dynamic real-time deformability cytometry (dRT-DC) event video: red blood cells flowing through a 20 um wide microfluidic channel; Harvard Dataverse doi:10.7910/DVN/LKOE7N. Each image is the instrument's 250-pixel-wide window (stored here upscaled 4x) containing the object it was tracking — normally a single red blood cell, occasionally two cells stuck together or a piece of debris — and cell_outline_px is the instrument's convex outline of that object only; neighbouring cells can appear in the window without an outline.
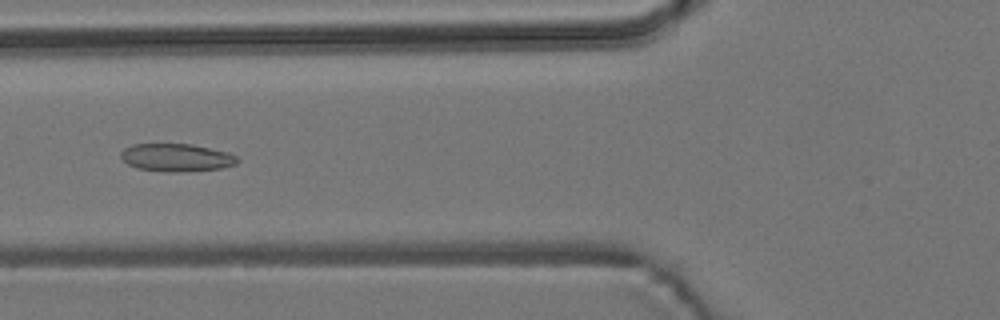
{"species": "common noctule bat (a hibernating species)", "species_latin": "Nyctalus noctula", "temperature_condition": "room temperature", "stored_images_in_passage": 54, "camera_frame_rate_fps": 3000, "um_per_image_px": 0.085, "animal": {"sex": "male", "body_mass_g": 19.2, "forearm_length_mm": 51.8}, "frame": {"image": 1, "passage_image": 21, "time_ms": 6.667, "image_size_px": [1000, 320], "cell_outline_px": [[240, 160], [236, 164], [220, 168], [180, 172], [168, 172], [136, 168], [128, 164], [120, 156], [120, 152], [124, 148], [132, 144], [192, 144], [228, 152], [236, 156]], "centroid_in_image_um": [14.99, 13.39], "position_along_channel_um": 110.8, "area_um2": 18.9}}
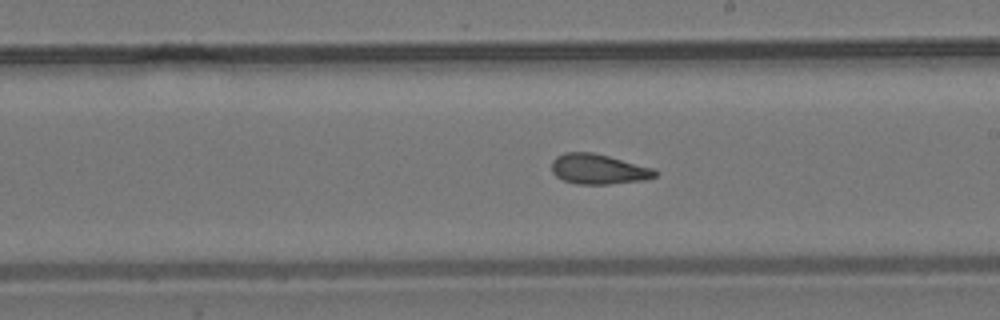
{"frame": {"image": 2, "passage_image": 31, "time_ms": 10.0, "image_size_px": [1000, 320], "cell_outline_px": [[660, 172], [656, 176], [644, 180], [608, 184], [576, 184], [564, 180], [556, 176], [552, 172], [552, 160], [556, 156], [564, 152], [592, 152], [656, 168]], "centroid_in_image_um": [50.89, 14.37], "position_along_channel_um": 238.1, "area_um2": 18.32}}
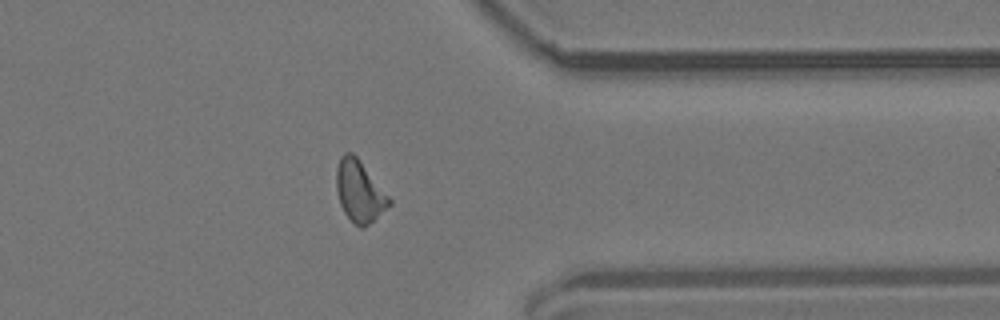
{"frame": {"image": 3, "passage_image": 43, "time_ms": 14.0, "image_size_px": [1000, 320], "cell_outline_px": [[392, 204], [364, 228], [360, 228], [344, 212], [340, 204], [336, 188], [336, 168], [340, 156], [344, 152], [352, 152], [356, 156], [392, 200]], "centroid_in_image_um": [30.54, 16.25], "position_along_channel_um": 380.9, "area_um2": 18.73}, "authors_computed_cell_mechanics": {"area_um2": 18.6405, "velocity_mm_per_s": 3.8128, "shape_relaxation_time_tau1_ms": null, "shape_relaxation_time_tau2_ms": 2.1424, "deformation_change_tau1": null, "deformation_change_tau2": 0.0968}}